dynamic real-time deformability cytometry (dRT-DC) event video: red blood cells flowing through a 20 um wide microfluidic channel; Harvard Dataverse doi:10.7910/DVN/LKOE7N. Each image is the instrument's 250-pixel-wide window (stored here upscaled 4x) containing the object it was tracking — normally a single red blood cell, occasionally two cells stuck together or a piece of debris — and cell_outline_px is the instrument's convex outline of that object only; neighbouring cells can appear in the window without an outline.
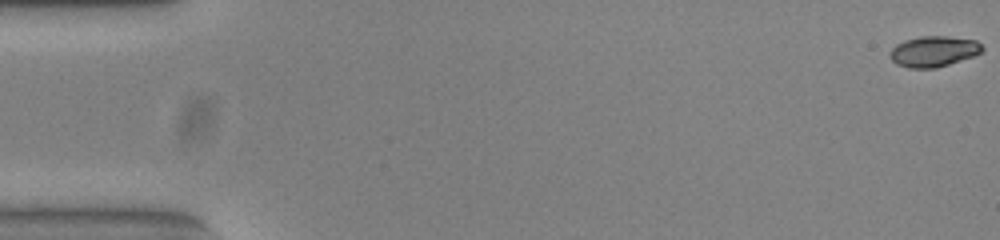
{"species": "common noctule bat (a hibernating species)", "species_latin": "Nyctalus noctula", "temperature_condition": "warm", "stored_images_in_passage": 54, "camera_frame_rate_fps": 3000, "um_per_image_px": 0.085, "animal": {"sex": "female", "body_mass_g": 23.0, "forearm_length_mm": 53.4}, "frame": {"image": 1, "passage_image": 1, "time_ms": 0.0, "image_size_px": [1000, 240], "cell_outline_px": [[984, 48], [980, 52], [972, 56], [936, 68], [908, 68], [896, 64], [888, 56], [888, 52], [896, 44], [904, 40], [920, 36], [944, 36], [976, 40]], "centroid_in_image_um": [79.29, 4.36], "position_along_channel_um": 5.7, "area_um2": 16.47}}
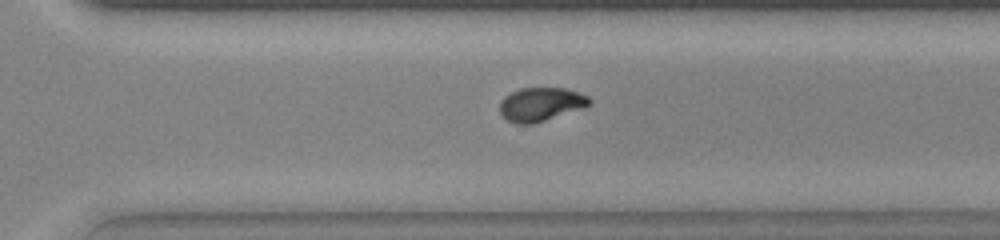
{"frame": {"image": 2, "passage_image": 38, "time_ms": 12.333, "image_size_px": [1000, 240], "cell_outline_px": [[592, 100], [588, 104], [580, 108], [532, 124], [516, 124], [508, 120], [500, 112], [500, 100], [504, 96], [520, 88], [564, 88], [588, 96]], "centroid_in_image_um": [45.91, 8.85], "position_along_channel_um": 324.7, "area_um2": 17.17}}
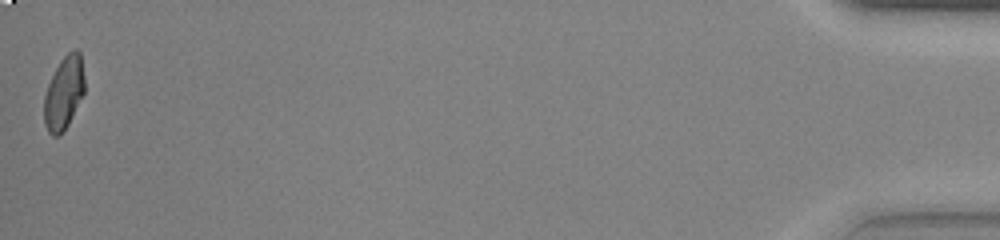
{"frame": {"image": 3, "passage_image": 54, "time_ms": 17.667, "image_size_px": [1000, 240], "cell_outline_px": [[84, 92], [68, 124], [60, 136], [52, 136], [48, 132], [44, 124], [44, 96], [48, 84], [60, 60], [68, 52], [76, 48], [80, 52], [84, 76]], "centroid_in_image_um": [5.42, 7.9], "position_along_channel_um": 429.8, "area_um2": 17.17}, "authors_computed_cell_mechanics": {"area_um2": 17.1666, "velocity_mm_per_s": 3.8506, "shape_relaxation_time_tau1_ms": 3.5473, "shape_relaxation_time_tau2_ms": 1.1729, "deformation_change_tau1": 0.1734, "deformation_change_tau2": 0.0537}}